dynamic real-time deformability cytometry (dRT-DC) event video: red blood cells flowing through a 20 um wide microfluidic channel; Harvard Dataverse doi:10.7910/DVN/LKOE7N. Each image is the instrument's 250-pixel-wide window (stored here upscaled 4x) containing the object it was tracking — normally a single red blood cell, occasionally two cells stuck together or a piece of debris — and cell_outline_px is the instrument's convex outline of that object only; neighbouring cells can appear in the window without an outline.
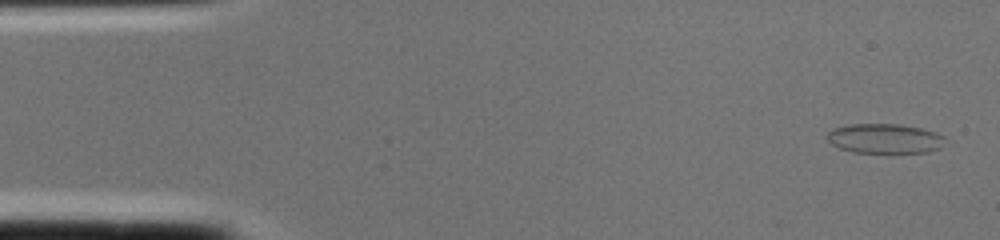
{"species": "common noctule bat (a hibernating species)", "species_latin": "Nyctalus noctula", "temperature_condition": "cold", "stored_images_in_passage": 2, "camera_frame_rate_fps": 3000, "um_per_image_px": 0.085, "animal": {"sex": "female", "body_mass_g": 22.0, "forearm_length_mm": 56.7}, "frame": {"image": 1, "passage_image": 1, "time_ms": 0.0, "image_size_px": [1000, 240], "cell_outline_px": [[944, 136], [940, 148], [928, 152], [852, 152], [840, 148], [832, 144], [824, 136], [832, 128], [848, 124], [900, 124], [920, 128], [936, 132]], "centroid_in_image_um": [75.15, 11.76], "position_along_channel_um": 9.9, "area_um2": 20.35}}
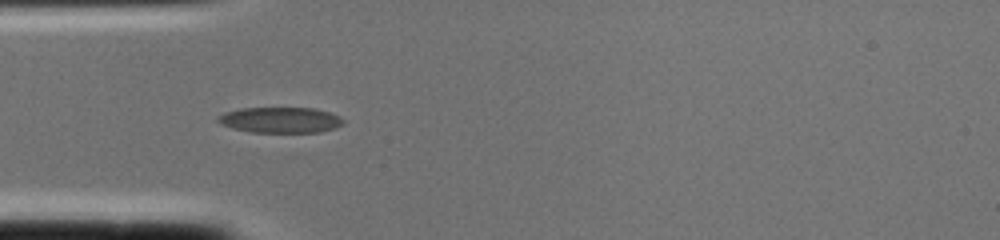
{"frame": {"image": 2, "passage_image": 2, "time_ms": 0.333, "image_size_px": [1000, 240], "cell_outline_px": [[344, 124], [336, 128], [320, 132], [252, 132], [232, 128], [220, 124], [216, 120], [216, 116], [224, 112], [240, 108], [316, 108], [340, 116], [344, 120]], "centroid_in_image_um": [23.82, 10.19], "position_along_channel_um": 61.2, "area_um2": 18.96}}